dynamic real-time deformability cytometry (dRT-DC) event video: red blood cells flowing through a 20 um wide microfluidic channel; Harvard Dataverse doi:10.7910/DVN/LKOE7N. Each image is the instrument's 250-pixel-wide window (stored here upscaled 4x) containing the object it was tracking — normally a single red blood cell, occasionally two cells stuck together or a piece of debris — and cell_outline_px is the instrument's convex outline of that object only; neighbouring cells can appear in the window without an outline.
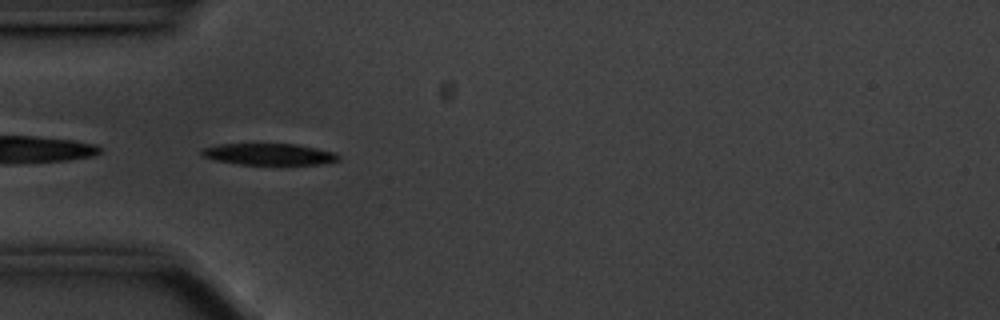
{"species": "common noctule bat (a hibernating species)", "species_latin": "Nyctalus noctula", "temperature_condition": "cold", "stored_images_in_passage": 41, "camera_frame_rate_fps": 3000, "um_per_image_px": 0.085, "animal": {"sex": "male", "body_mass_g": 20.1, "forearm_length_mm": 53.5}, "frame": {"image": 1, "passage_image": 1, "time_ms": 0.0, "image_size_px": [1000, 320], "cell_outline_px": [[340, 160], [320, 164], [240, 164], [216, 160], [204, 156], [200, 152], [204, 148], [220, 144], [296, 144], [336, 152], [340, 156]], "centroid_in_image_um": [22.92, 13.1], "position_along_channel_um": 62.1, "area_um2": 16.94}}
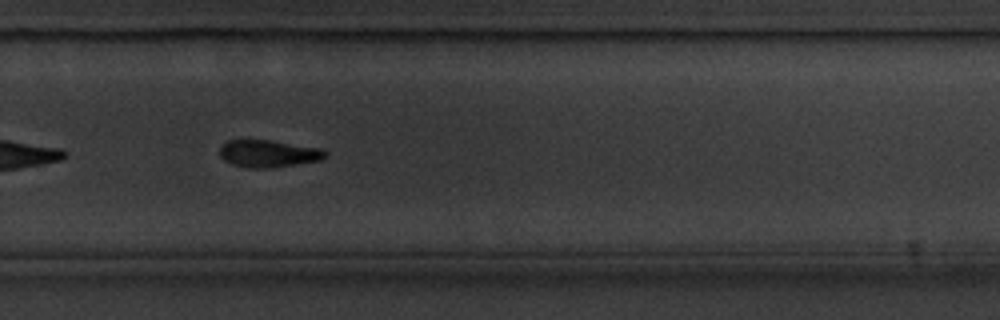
{"frame": {"image": 2, "passage_image": 22, "time_ms": 7.0, "image_size_px": [1000, 320], "cell_outline_px": [[328, 152], [320, 160], [268, 168], [252, 168], [232, 164], [224, 160], [220, 156], [220, 144], [228, 140], [268, 140], [320, 148]], "centroid_in_image_um": [22.76, 13.04], "position_along_channel_um": 307.0, "area_um2": 16.53}}
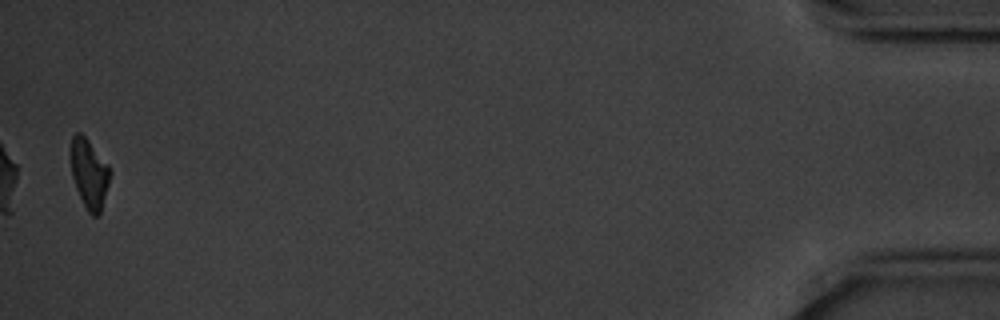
{"frame": {"image": 3, "passage_image": 40, "time_ms": 13.0, "image_size_px": [1000, 320], "cell_outline_px": [[112, 172], [100, 212], [96, 216], [92, 216], [88, 212], [76, 188], [72, 176], [68, 152], [72, 136], [76, 132], [80, 132], [88, 140], [108, 164]], "centroid_in_image_um": [7.55, 14.7], "position_along_channel_um": 427.6, "area_um2": 16.07}, "authors_computed_cell_mechanics": {"area_um2": 17.34, "velocity_mm_per_s": 3.5204, "shape_relaxation_time_tau1_ms": 6.5027, "shape_relaxation_time_tau2_ms": null, "deformation_change_tau1": 0.3369, "deformation_change_tau2": null}}